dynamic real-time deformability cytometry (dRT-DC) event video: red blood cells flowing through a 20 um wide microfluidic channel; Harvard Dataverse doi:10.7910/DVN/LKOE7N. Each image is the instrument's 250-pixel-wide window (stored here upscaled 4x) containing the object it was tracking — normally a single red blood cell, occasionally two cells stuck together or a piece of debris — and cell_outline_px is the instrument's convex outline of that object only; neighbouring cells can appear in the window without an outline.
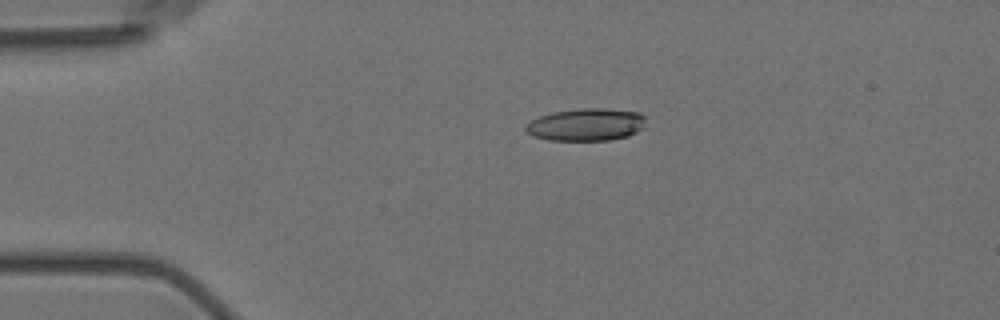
{"species": "Egyptian fruit bat (a non-hibernating species)", "species_latin": "Rousettus aegyptiacus", "temperature_condition": "room temperature", "stored_images_in_passage": 3, "camera_frame_rate_fps": 3000, "um_per_image_px": 0.085, "animal": {"sex": "female"}, "frame": {"image": 1, "passage_image": 1, "time_ms": 0.0, "image_size_px": [1000, 320], "cell_outline_px": [[644, 128], [628, 136], [608, 140], [548, 140], [532, 136], [524, 128], [532, 120], [540, 116], [552, 112], [580, 108], [604, 108], [640, 112], [644, 116]], "centroid_in_image_um": [49.84, 10.59], "position_along_channel_um": 35.2, "area_um2": 22.72}}
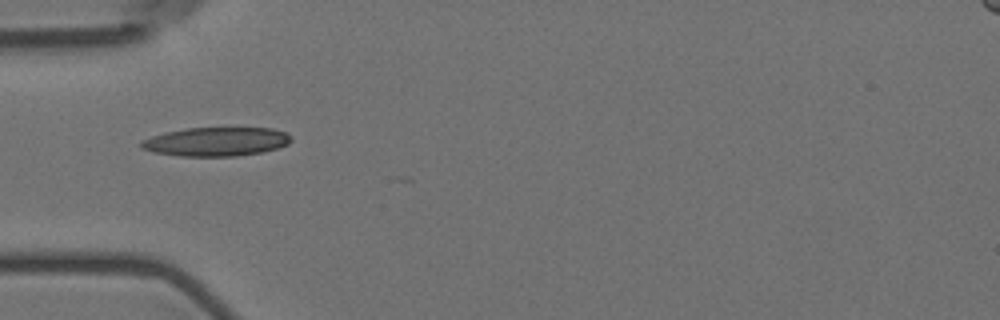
{"frame": {"image": 2, "passage_image": 2, "time_ms": 2.0, "image_size_px": [1000, 320], "cell_outline_px": [[292, 140], [288, 144], [276, 148], [260, 152], [236, 156], [180, 156], [156, 152], [140, 148], [140, 140], [164, 132], [188, 128], [272, 128], [284, 132], [292, 136]], "centroid_in_image_um": [18.36, 12.03], "position_along_channel_um": 66.6, "area_um2": 25.14}}